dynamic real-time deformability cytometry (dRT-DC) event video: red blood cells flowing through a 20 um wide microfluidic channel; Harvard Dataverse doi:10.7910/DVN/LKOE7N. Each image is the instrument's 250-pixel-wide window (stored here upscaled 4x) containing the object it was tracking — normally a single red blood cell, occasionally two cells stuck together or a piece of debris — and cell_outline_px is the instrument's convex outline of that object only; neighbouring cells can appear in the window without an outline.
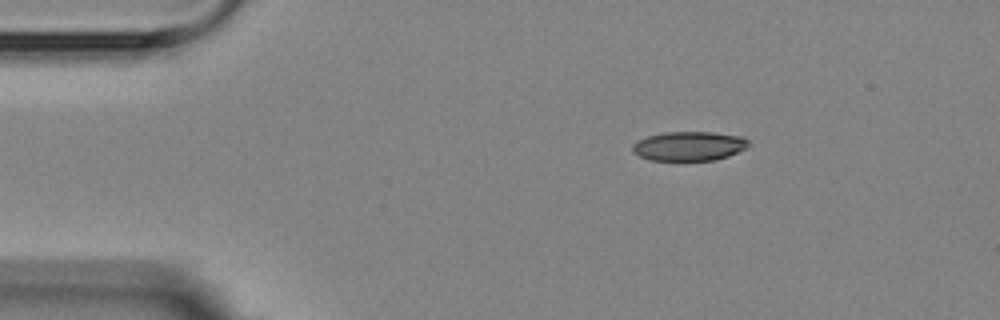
{"species": "Egyptian fruit bat (a non-hibernating species)", "species_latin": "Rousettus aegyptiacus", "temperature_condition": "room temperature", "stored_images_in_passage": 3, "camera_frame_rate_fps": 3000, "um_per_image_px": 0.085, "animal": {"sex": "female"}, "frame": {"image": 1, "passage_image": 1, "time_ms": 0.0, "image_size_px": [1000, 320], "cell_outline_px": [[748, 144], [744, 148], [728, 156], [716, 160], [648, 160], [632, 152], [632, 144], [648, 136], [668, 132], [712, 132], [740, 136], [748, 140]], "centroid_in_image_um": [58.54, 12.42], "position_along_channel_um": 26.5, "area_um2": 19.54}}
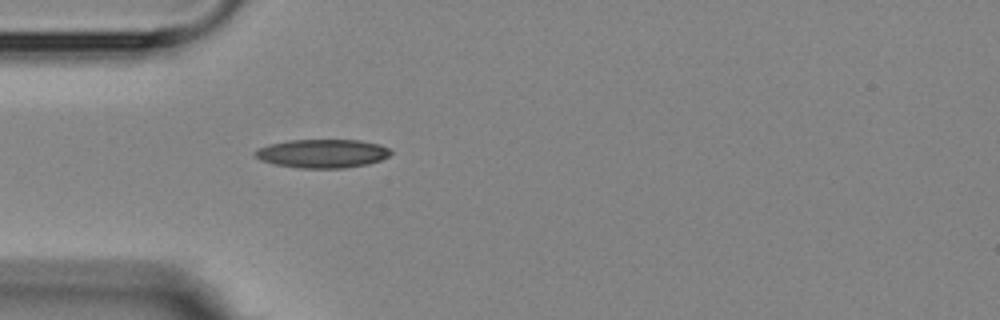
{"frame": {"image": 2, "passage_image": 3, "time_ms": 2.333, "image_size_px": [1000, 320], "cell_outline_px": [[392, 152], [388, 156], [380, 160], [368, 164], [344, 168], [300, 168], [276, 164], [260, 160], [252, 152], [256, 148], [268, 144], [288, 140], [360, 140], [380, 144], [388, 148]], "centroid_in_image_um": [27.38, 13.04], "position_along_channel_um": 57.6, "area_um2": 22.72}}